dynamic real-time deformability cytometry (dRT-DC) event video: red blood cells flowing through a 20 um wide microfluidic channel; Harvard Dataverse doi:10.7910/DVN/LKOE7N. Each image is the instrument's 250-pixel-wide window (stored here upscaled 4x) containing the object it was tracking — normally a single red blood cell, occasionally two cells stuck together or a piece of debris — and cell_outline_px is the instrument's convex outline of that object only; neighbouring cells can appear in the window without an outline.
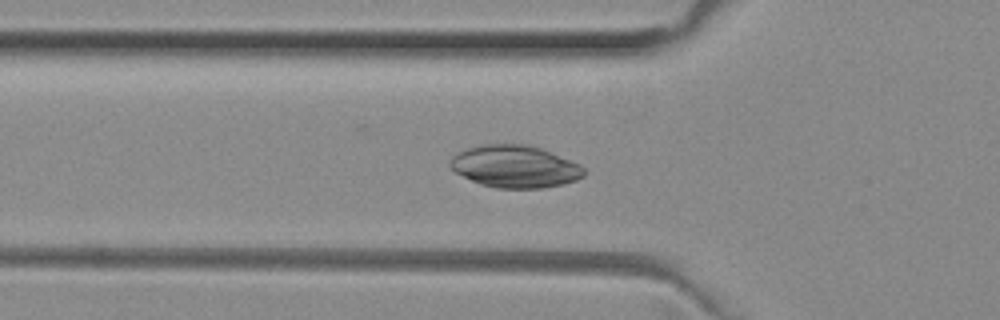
{"species": "common noctule bat (a hibernating species)", "species_latin": "Nyctalus noctula", "temperature_condition": "room temperature", "stored_images_in_passage": 41, "camera_frame_rate_fps": 3000, "um_per_image_px": 0.085, "animal": {"sex": "female", "body_mass_g": 29.2, "forearm_length_mm": 56.3}, "frame": {"image": 1, "passage_image": 10, "time_ms": 3.0, "image_size_px": [1000, 320], "cell_outline_px": [[584, 176], [576, 180], [564, 184], [540, 188], [496, 188], [480, 184], [456, 172], [448, 164], [452, 156], [456, 152], [468, 148], [484, 144], [528, 144], [540, 148], [580, 164], [584, 168]], "centroid_in_image_um": [43.76, 14.15], "position_along_channel_um": 82.0, "area_um2": 32.89}}
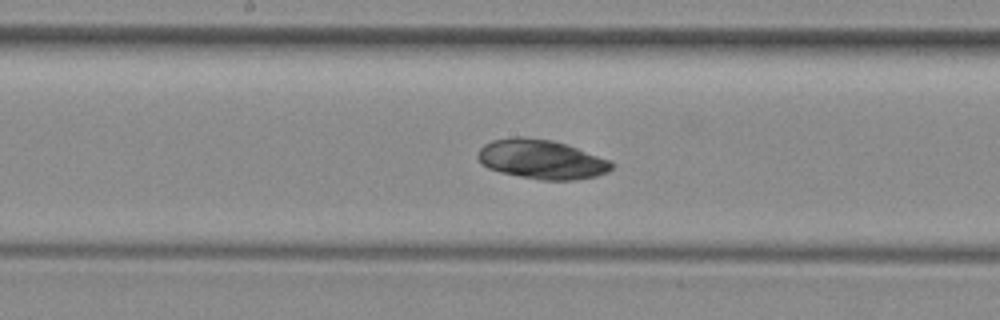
{"frame": {"image": 2, "passage_image": 19, "time_ms": 6.0, "image_size_px": [1000, 320], "cell_outline_px": [[612, 168], [608, 172], [596, 176], [572, 180], [540, 180], [500, 172], [488, 168], [480, 164], [476, 156], [480, 148], [484, 144], [492, 140], [512, 136], [524, 136], [552, 140], [612, 160]], "centroid_in_image_um": [45.99, 13.54], "position_along_channel_um": 202.2, "area_um2": 30.81}}
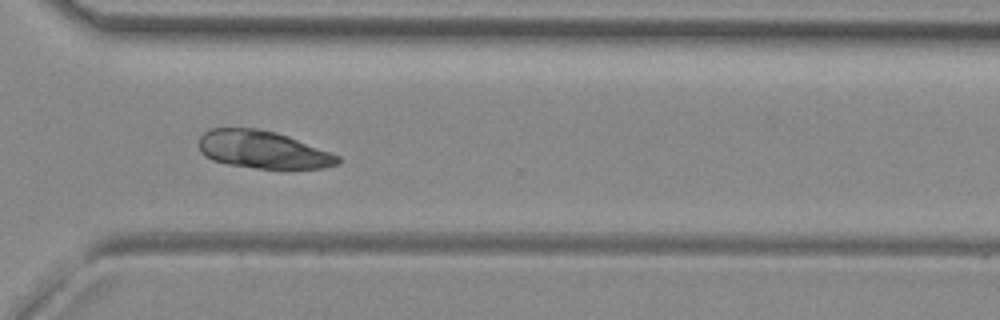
{"frame": {"image": 3, "passage_image": 30, "time_ms": 9.667, "image_size_px": [1000, 320], "cell_outline_px": [[340, 160], [336, 164], [320, 168], [256, 168], [228, 164], [212, 160], [204, 156], [200, 152], [200, 136], [208, 128], [260, 128], [276, 132], [288, 136], [340, 156]], "centroid_in_image_um": [22.29, 12.71], "position_along_channel_um": 348.3, "area_um2": 30.23}}